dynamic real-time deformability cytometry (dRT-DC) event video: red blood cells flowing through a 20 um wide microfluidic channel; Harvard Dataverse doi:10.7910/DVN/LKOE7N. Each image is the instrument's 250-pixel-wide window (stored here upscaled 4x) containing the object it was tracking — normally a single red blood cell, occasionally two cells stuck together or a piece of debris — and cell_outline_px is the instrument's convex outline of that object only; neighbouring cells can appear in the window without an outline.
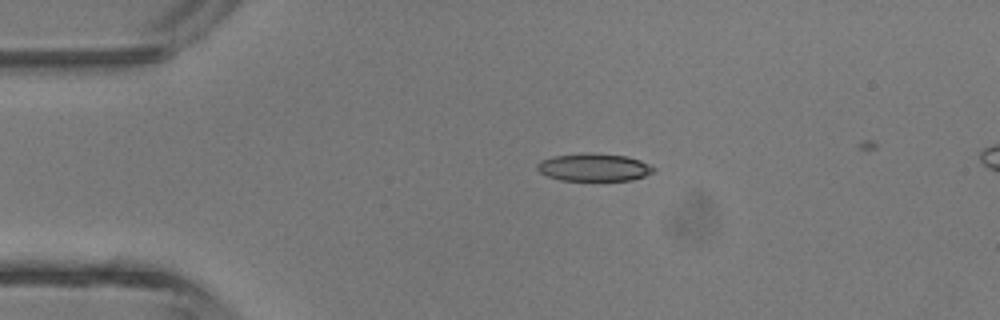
{"species": "common noctule bat (a hibernating species)", "species_latin": "Nyctalus noctula", "temperature_condition": "room temperature", "stored_images_in_passage": 3, "camera_frame_rate_fps": 3000, "um_per_image_px": 0.085, "animal": {"sex": "male", "body_mass_g": 13.3}, "frame": {"image": 1, "passage_image": 1, "time_ms": 0.0, "image_size_px": [1000, 320], "cell_outline_px": [[656, 168], [652, 172], [644, 176], [632, 180], [560, 180], [548, 176], [540, 172], [536, 168], [536, 164], [540, 160], [552, 156], [592, 152], [628, 156], [640, 160]], "centroid_in_image_um": [50.47, 14.21], "position_along_channel_um": 34.5, "area_um2": 18.84}}